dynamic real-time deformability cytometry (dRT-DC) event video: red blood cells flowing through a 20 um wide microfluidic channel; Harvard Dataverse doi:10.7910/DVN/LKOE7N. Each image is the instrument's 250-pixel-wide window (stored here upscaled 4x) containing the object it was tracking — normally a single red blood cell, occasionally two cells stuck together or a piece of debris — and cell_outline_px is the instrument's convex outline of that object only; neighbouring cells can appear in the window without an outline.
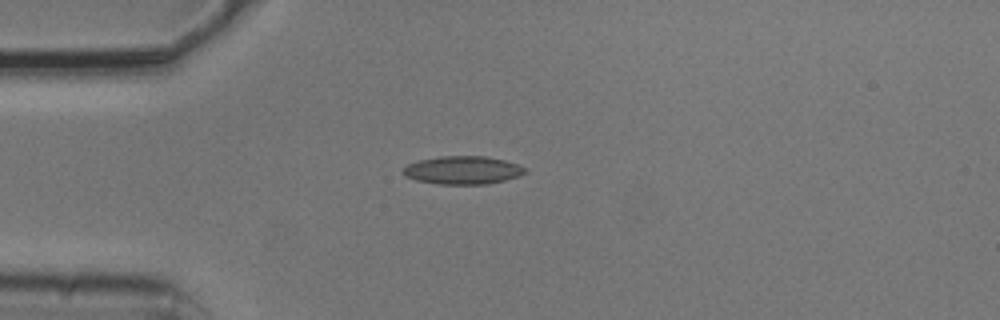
{"species": "common noctule bat (a hibernating species)", "species_latin": "Nyctalus noctula", "temperature_condition": "cold", "stored_images_in_passage": 1, "camera_frame_rate_fps": 3000, "um_per_image_px": 0.085, "animal": {"sex": "male", "body_mass_g": 20.5, "forearm_length_mm": 52.5}, "frame": {"image": 1, "passage_image": 1, "time_ms": 0.0, "image_size_px": [1000, 320], "cell_outline_px": [[528, 172], [504, 180], [488, 184], [436, 184], [416, 180], [404, 176], [400, 172], [408, 164], [420, 160], [440, 156], [484, 156], [504, 160], [528, 168]], "centroid_in_image_um": [39.31, 14.47], "position_along_channel_um": 45.7, "area_um2": 20.0}}